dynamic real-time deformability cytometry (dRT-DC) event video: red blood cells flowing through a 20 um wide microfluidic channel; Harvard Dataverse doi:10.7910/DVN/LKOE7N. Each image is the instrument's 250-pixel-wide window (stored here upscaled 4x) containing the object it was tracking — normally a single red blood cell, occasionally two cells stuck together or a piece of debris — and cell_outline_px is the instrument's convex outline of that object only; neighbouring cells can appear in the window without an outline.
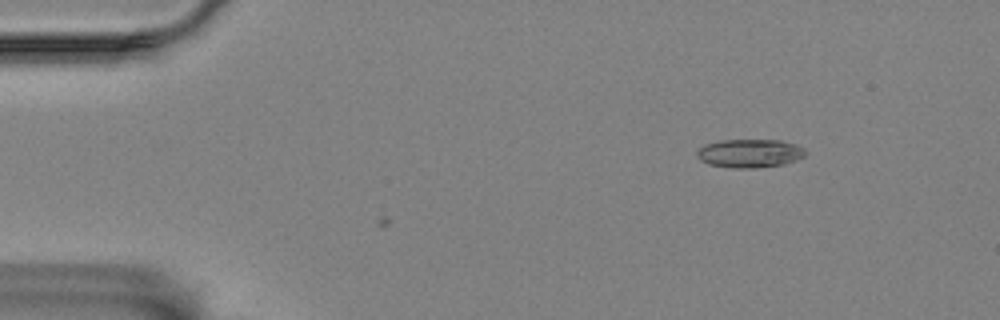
{"species": "Egyptian fruit bat (a non-hibernating species)", "species_latin": "Rousettus aegyptiacus", "temperature_condition": "room temperature", "stored_images_in_passage": 4, "camera_frame_rate_fps": 3000, "um_per_image_px": 0.085, "animal": {"sex": "female"}, "frame": {"image": 1, "passage_image": 4, "time_ms": 1.0, "image_size_px": [1000, 320], "cell_outline_px": [[808, 152], [804, 156], [796, 160], [784, 164], [752, 168], [736, 168], [708, 164], [700, 160], [696, 156], [696, 152], [704, 144], [720, 140], [780, 140], [796, 144], [804, 148]], "centroid_in_image_um": [63.73, 13.02], "position_along_channel_um": 21.3, "area_um2": 18.09}}